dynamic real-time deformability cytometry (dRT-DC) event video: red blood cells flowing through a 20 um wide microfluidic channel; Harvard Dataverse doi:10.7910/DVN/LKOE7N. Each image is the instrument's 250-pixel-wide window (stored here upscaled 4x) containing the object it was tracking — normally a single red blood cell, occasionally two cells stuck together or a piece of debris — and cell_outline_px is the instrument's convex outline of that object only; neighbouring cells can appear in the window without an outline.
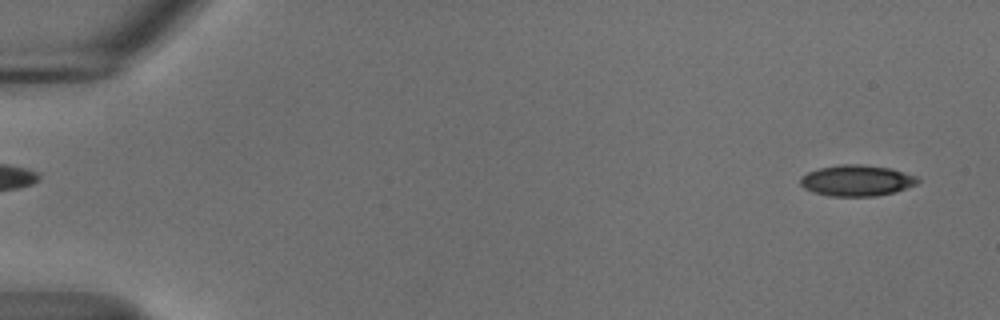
{"species": "common noctule bat (a hibernating species)", "species_latin": "Nyctalus noctula", "temperature_condition": "cold", "stored_images_in_passage": 54, "camera_frame_rate_fps": 3000, "um_per_image_px": 0.085, "animal": {"sex": "male", "body_mass_g": 18.8}, "frame": {"image": 1, "passage_image": 2, "time_ms": 0.333, "image_size_px": [1000, 320], "cell_outline_px": [[920, 180], [916, 184], [896, 192], [876, 196], [828, 196], [812, 192], [804, 188], [800, 184], [800, 176], [808, 172], [820, 168], [840, 164], [860, 164], [892, 168], [916, 176]], "centroid_in_image_um": [72.81, 15.35], "position_along_channel_um": 12.2, "area_um2": 21.39}}
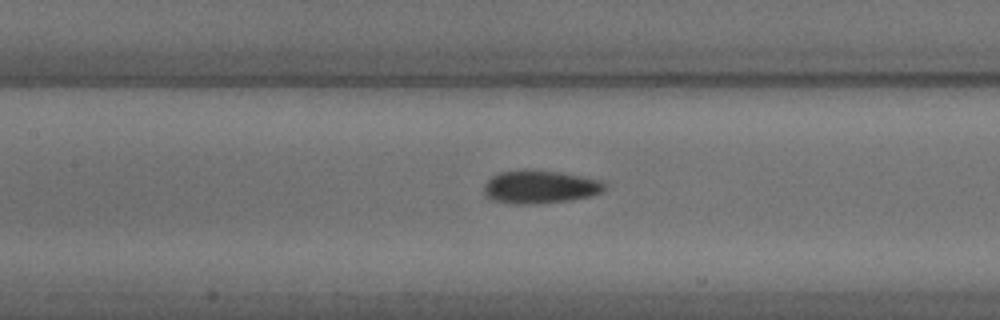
{"frame": {"image": 2, "passage_image": 25, "time_ms": 8.0, "image_size_px": [1000, 320], "cell_outline_px": [[608, 184], [600, 192], [592, 196], [568, 200], [528, 204], [516, 204], [496, 200], [488, 196], [484, 192], [484, 184], [492, 176], [500, 172], [516, 168], [532, 168], [560, 172], [604, 180]], "centroid_in_image_um": [45.92, 15.84], "position_along_channel_um": 161.5, "area_um2": 23.58}}
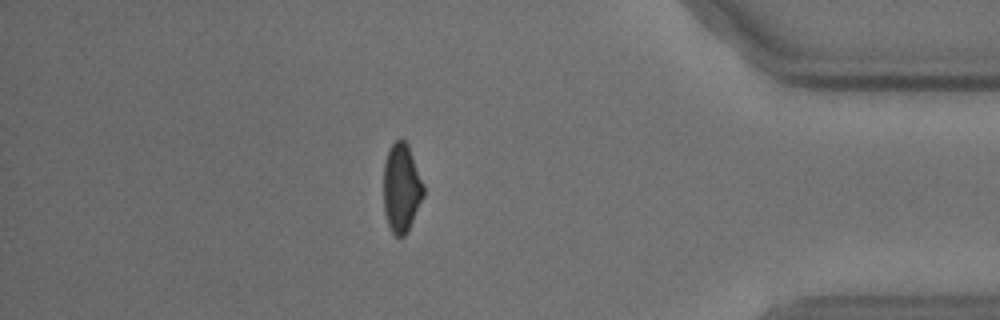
{"frame": {"image": 3, "passage_image": 47, "time_ms": 15.333, "image_size_px": [1000, 320], "cell_outline_px": [[424, 196], [404, 236], [396, 236], [392, 232], [388, 224], [384, 212], [384, 164], [388, 148], [396, 140], [404, 140], [408, 144], [424, 184]], "centroid_in_image_um": [34.12, 15.94], "position_along_channel_um": 401.1, "area_um2": 20.52}, "authors_computed_cell_mechanics": {"area_um2": 21.8773, "velocity_mm_per_s": 3.6966, "shape_relaxation_time_tau1_ms": 3.3168, "shape_relaxation_time_tau2_ms": 3.8318, "deformation_change_tau1": 0.1068, "deformation_change_tau2": 0.0921}}